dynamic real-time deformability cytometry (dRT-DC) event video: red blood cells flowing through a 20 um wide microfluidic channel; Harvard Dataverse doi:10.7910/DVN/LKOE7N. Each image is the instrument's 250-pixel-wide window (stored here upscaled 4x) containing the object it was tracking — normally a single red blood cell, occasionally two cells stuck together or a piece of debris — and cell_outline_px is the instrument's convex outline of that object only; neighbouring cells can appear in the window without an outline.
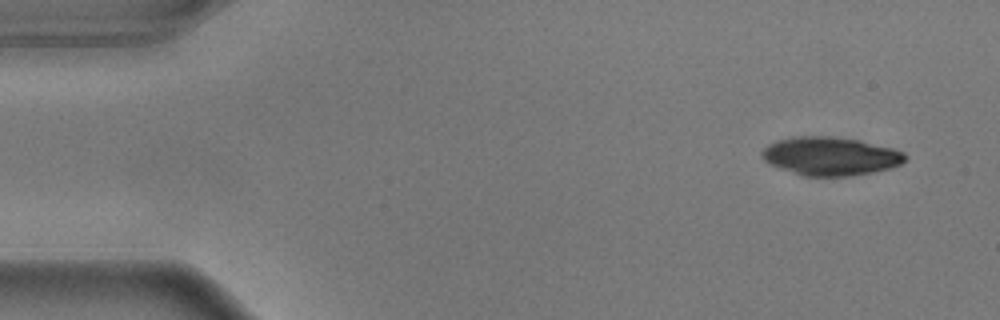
{"species": "common noctule bat (a hibernating species)", "species_latin": "Nyctalus noctula", "temperature_condition": "warm", "stored_images_in_passage": 52, "camera_frame_rate_fps": 3000, "um_per_image_px": 0.085, "animal": {"sex": "male", "body_mass_g": 17.9}, "frame": {"image": 1, "passage_image": 1, "time_ms": 0.0, "image_size_px": [1000, 320], "cell_outline_px": [[908, 156], [900, 164], [888, 168], [872, 172], [852, 176], [804, 176], [768, 164], [760, 156], [760, 152], [768, 144], [776, 140], [796, 136], [828, 136], [860, 140], [892, 148], [904, 152]], "centroid_in_image_um": [70.55, 13.27], "position_along_channel_um": 14.5, "area_um2": 32.14}}